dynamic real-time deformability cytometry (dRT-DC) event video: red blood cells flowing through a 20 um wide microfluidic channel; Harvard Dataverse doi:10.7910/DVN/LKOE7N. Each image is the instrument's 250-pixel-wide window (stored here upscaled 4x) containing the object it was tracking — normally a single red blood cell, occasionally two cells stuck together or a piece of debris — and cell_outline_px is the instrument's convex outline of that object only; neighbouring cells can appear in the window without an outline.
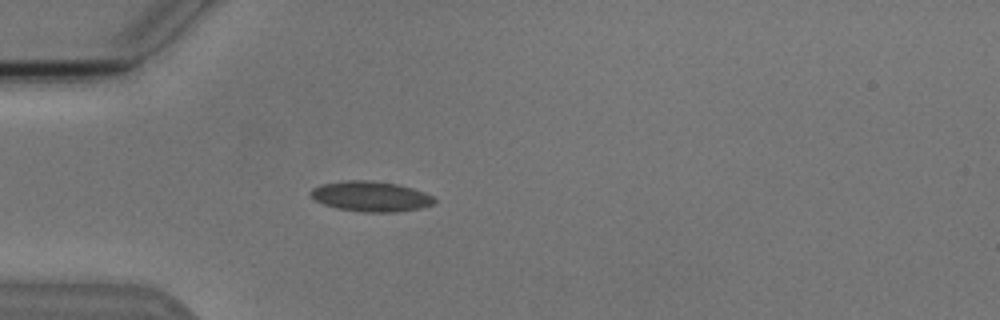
{"species": "Egyptian fruit bat (a non-hibernating species)", "species_latin": "Rousettus aegyptiacus", "temperature_condition": "cold", "stored_images_in_passage": 5, "camera_frame_rate_fps": 3000, "um_per_image_px": 0.085, "animal": {"sex": "male"}, "frame": {"image": 1, "passage_image": 4, "time_ms": 3.667, "image_size_px": [1000, 320], "cell_outline_px": [[436, 204], [420, 208], [396, 212], [364, 212], [336, 208], [324, 204], [316, 200], [308, 192], [312, 188], [320, 184], [344, 180], [368, 180], [396, 184], [412, 188], [424, 192], [432, 196], [436, 200]], "centroid_in_image_um": [31.51, 16.69], "position_along_channel_um": 53.5, "area_um2": 21.85}}